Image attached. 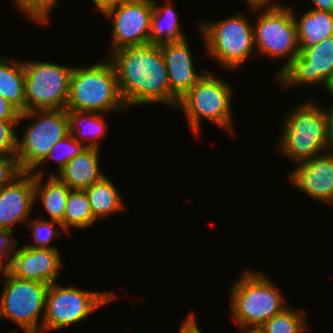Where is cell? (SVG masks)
Masks as SVG:
<instances>
[{
    "mask_svg": "<svg viewBox=\"0 0 333 333\" xmlns=\"http://www.w3.org/2000/svg\"><path fill=\"white\" fill-rule=\"evenodd\" d=\"M116 297L112 292L80 290L74 285L66 287L55 282L49 285L46 294L42 333L79 323Z\"/></svg>",
    "mask_w": 333,
    "mask_h": 333,
    "instance_id": "obj_8",
    "label": "cell"
},
{
    "mask_svg": "<svg viewBox=\"0 0 333 333\" xmlns=\"http://www.w3.org/2000/svg\"><path fill=\"white\" fill-rule=\"evenodd\" d=\"M58 0H14V5L22 10L28 18L40 23L49 22V14L53 7L57 6Z\"/></svg>",
    "mask_w": 333,
    "mask_h": 333,
    "instance_id": "obj_29",
    "label": "cell"
},
{
    "mask_svg": "<svg viewBox=\"0 0 333 333\" xmlns=\"http://www.w3.org/2000/svg\"><path fill=\"white\" fill-rule=\"evenodd\" d=\"M187 40L173 41L160 44L164 56L170 90L179 100L193 88L205 74L195 71Z\"/></svg>",
    "mask_w": 333,
    "mask_h": 333,
    "instance_id": "obj_17",
    "label": "cell"
},
{
    "mask_svg": "<svg viewBox=\"0 0 333 333\" xmlns=\"http://www.w3.org/2000/svg\"><path fill=\"white\" fill-rule=\"evenodd\" d=\"M327 117H328V142L327 148L330 150L329 152L333 154V107H329L327 110Z\"/></svg>",
    "mask_w": 333,
    "mask_h": 333,
    "instance_id": "obj_36",
    "label": "cell"
},
{
    "mask_svg": "<svg viewBox=\"0 0 333 333\" xmlns=\"http://www.w3.org/2000/svg\"><path fill=\"white\" fill-rule=\"evenodd\" d=\"M22 173L16 156L0 155V189L10 185Z\"/></svg>",
    "mask_w": 333,
    "mask_h": 333,
    "instance_id": "obj_31",
    "label": "cell"
},
{
    "mask_svg": "<svg viewBox=\"0 0 333 333\" xmlns=\"http://www.w3.org/2000/svg\"><path fill=\"white\" fill-rule=\"evenodd\" d=\"M32 172L34 175L35 200L38 197L50 220L61 223L63 227L65 205L71 189L56 176H49L47 181H45L46 184L42 186L43 172L41 170Z\"/></svg>",
    "mask_w": 333,
    "mask_h": 333,
    "instance_id": "obj_19",
    "label": "cell"
},
{
    "mask_svg": "<svg viewBox=\"0 0 333 333\" xmlns=\"http://www.w3.org/2000/svg\"><path fill=\"white\" fill-rule=\"evenodd\" d=\"M12 233V231L0 229V262L7 269L10 267L12 253H14L16 245H18L17 240L12 237ZM4 258H8L6 263L4 262Z\"/></svg>",
    "mask_w": 333,
    "mask_h": 333,
    "instance_id": "obj_32",
    "label": "cell"
},
{
    "mask_svg": "<svg viewBox=\"0 0 333 333\" xmlns=\"http://www.w3.org/2000/svg\"><path fill=\"white\" fill-rule=\"evenodd\" d=\"M118 87L126 107L164 104L176 107L160 45H128L111 53Z\"/></svg>",
    "mask_w": 333,
    "mask_h": 333,
    "instance_id": "obj_1",
    "label": "cell"
},
{
    "mask_svg": "<svg viewBox=\"0 0 333 333\" xmlns=\"http://www.w3.org/2000/svg\"><path fill=\"white\" fill-rule=\"evenodd\" d=\"M169 2L170 0H167L165 2L166 5L159 7L157 2L153 0V12L150 25L151 44L160 45L186 39L179 25L178 15Z\"/></svg>",
    "mask_w": 333,
    "mask_h": 333,
    "instance_id": "obj_22",
    "label": "cell"
},
{
    "mask_svg": "<svg viewBox=\"0 0 333 333\" xmlns=\"http://www.w3.org/2000/svg\"><path fill=\"white\" fill-rule=\"evenodd\" d=\"M203 78L178 100L191 130L197 135L203 118L228 132H233L231 113L232 86L207 70Z\"/></svg>",
    "mask_w": 333,
    "mask_h": 333,
    "instance_id": "obj_5",
    "label": "cell"
},
{
    "mask_svg": "<svg viewBox=\"0 0 333 333\" xmlns=\"http://www.w3.org/2000/svg\"><path fill=\"white\" fill-rule=\"evenodd\" d=\"M315 4V10L333 13V0H311Z\"/></svg>",
    "mask_w": 333,
    "mask_h": 333,
    "instance_id": "obj_38",
    "label": "cell"
},
{
    "mask_svg": "<svg viewBox=\"0 0 333 333\" xmlns=\"http://www.w3.org/2000/svg\"><path fill=\"white\" fill-rule=\"evenodd\" d=\"M90 203L85 190H70L65 205L63 230L70 228L86 229L95 223Z\"/></svg>",
    "mask_w": 333,
    "mask_h": 333,
    "instance_id": "obj_25",
    "label": "cell"
},
{
    "mask_svg": "<svg viewBox=\"0 0 333 333\" xmlns=\"http://www.w3.org/2000/svg\"><path fill=\"white\" fill-rule=\"evenodd\" d=\"M255 24L254 43L256 50L268 57H288L277 77L300 54L299 41L293 11L290 8L263 10Z\"/></svg>",
    "mask_w": 333,
    "mask_h": 333,
    "instance_id": "obj_11",
    "label": "cell"
},
{
    "mask_svg": "<svg viewBox=\"0 0 333 333\" xmlns=\"http://www.w3.org/2000/svg\"><path fill=\"white\" fill-rule=\"evenodd\" d=\"M245 333H262L259 329H244Z\"/></svg>",
    "mask_w": 333,
    "mask_h": 333,
    "instance_id": "obj_41",
    "label": "cell"
},
{
    "mask_svg": "<svg viewBox=\"0 0 333 333\" xmlns=\"http://www.w3.org/2000/svg\"><path fill=\"white\" fill-rule=\"evenodd\" d=\"M327 153L296 163L289 178L299 191L333 206V154Z\"/></svg>",
    "mask_w": 333,
    "mask_h": 333,
    "instance_id": "obj_15",
    "label": "cell"
},
{
    "mask_svg": "<svg viewBox=\"0 0 333 333\" xmlns=\"http://www.w3.org/2000/svg\"><path fill=\"white\" fill-rule=\"evenodd\" d=\"M246 1L249 4L250 9H253V11L254 10H258V9L259 10H262V9L263 10L264 9L265 10H269V9H285V8H289L288 6H281L278 3L274 4V2L273 3L271 2V0H246Z\"/></svg>",
    "mask_w": 333,
    "mask_h": 333,
    "instance_id": "obj_35",
    "label": "cell"
},
{
    "mask_svg": "<svg viewBox=\"0 0 333 333\" xmlns=\"http://www.w3.org/2000/svg\"><path fill=\"white\" fill-rule=\"evenodd\" d=\"M333 77V35L303 50L278 76L283 87L321 84L325 89Z\"/></svg>",
    "mask_w": 333,
    "mask_h": 333,
    "instance_id": "obj_13",
    "label": "cell"
},
{
    "mask_svg": "<svg viewBox=\"0 0 333 333\" xmlns=\"http://www.w3.org/2000/svg\"><path fill=\"white\" fill-rule=\"evenodd\" d=\"M304 313L287 307L258 329L262 333H305L308 325Z\"/></svg>",
    "mask_w": 333,
    "mask_h": 333,
    "instance_id": "obj_26",
    "label": "cell"
},
{
    "mask_svg": "<svg viewBox=\"0 0 333 333\" xmlns=\"http://www.w3.org/2000/svg\"><path fill=\"white\" fill-rule=\"evenodd\" d=\"M0 272H1L0 274H2L3 276H5L6 273L8 272V269L1 262H0Z\"/></svg>",
    "mask_w": 333,
    "mask_h": 333,
    "instance_id": "obj_40",
    "label": "cell"
},
{
    "mask_svg": "<svg viewBox=\"0 0 333 333\" xmlns=\"http://www.w3.org/2000/svg\"><path fill=\"white\" fill-rule=\"evenodd\" d=\"M85 148V145L77 141L73 135L69 134L52 147L48 155L40 164H43L49 159H55L58 161L59 173L72 158L79 155Z\"/></svg>",
    "mask_w": 333,
    "mask_h": 333,
    "instance_id": "obj_28",
    "label": "cell"
},
{
    "mask_svg": "<svg viewBox=\"0 0 333 333\" xmlns=\"http://www.w3.org/2000/svg\"><path fill=\"white\" fill-rule=\"evenodd\" d=\"M21 112L0 96V119L1 120H19Z\"/></svg>",
    "mask_w": 333,
    "mask_h": 333,
    "instance_id": "obj_33",
    "label": "cell"
},
{
    "mask_svg": "<svg viewBox=\"0 0 333 333\" xmlns=\"http://www.w3.org/2000/svg\"><path fill=\"white\" fill-rule=\"evenodd\" d=\"M3 278L0 319H10L25 333H42L43 324L38 321L42 311L45 313L49 285L20 279L9 272Z\"/></svg>",
    "mask_w": 333,
    "mask_h": 333,
    "instance_id": "obj_9",
    "label": "cell"
},
{
    "mask_svg": "<svg viewBox=\"0 0 333 333\" xmlns=\"http://www.w3.org/2000/svg\"><path fill=\"white\" fill-rule=\"evenodd\" d=\"M248 19L239 14L200 26L209 56L228 70H236L255 50L254 26Z\"/></svg>",
    "mask_w": 333,
    "mask_h": 333,
    "instance_id": "obj_6",
    "label": "cell"
},
{
    "mask_svg": "<svg viewBox=\"0 0 333 333\" xmlns=\"http://www.w3.org/2000/svg\"><path fill=\"white\" fill-rule=\"evenodd\" d=\"M295 16L300 53L333 35V13L310 9L299 20Z\"/></svg>",
    "mask_w": 333,
    "mask_h": 333,
    "instance_id": "obj_20",
    "label": "cell"
},
{
    "mask_svg": "<svg viewBox=\"0 0 333 333\" xmlns=\"http://www.w3.org/2000/svg\"><path fill=\"white\" fill-rule=\"evenodd\" d=\"M321 108L307 100L284 117L279 150L293 162L313 159L328 149L327 109Z\"/></svg>",
    "mask_w": 333,
    "mask_h": 333,
    "instance_id": "obj_4",
    "label": "cell"
},
{
    "mask_svg": "<svg viewBox=\"0 0 333 333\" xmlns=\"http://www.w3.org/2000/svg\"><path fill=\"white\" fill-rule=\"evenodd\" d=\"M61 268L58 249L22 246L12 254L8 272L20 279L51 285L57 282Z\"/></svg>",
    "mask_w": 333,
    "mask_h": 333,
    "instance_id": "obj_14",
    "label": "cell"
},
{
    "mask_svg": "<svg viewBox=\"0 0 333 333\" xmlns=\"http://www.w3.org/2000/svg\"><path fill=\"white\" fill-rule=\"evenodd\" d=\"M326 90L330 93V95L333 96V77L331 78V80L328 82ZM329 107H333V104Z\"/></svg>",
    "mask_w": 333,
    "mask_h": 333,
    "instance_id": "obj_39",
    "label": "cell"
},
{
    "mask_svg": "<svg viewBox=\"0 0 333 333\" xmlns=\"http://www.w3.org/2000/svg\"><path fill=\"white\" fill-rule=\"evenodd\" d=\"M38 217L37 220H32L31 222L29 221L27 225L29 228H31L32 231V236L34 239V244H26L25 246L31 247V248H53L57 249L54 246H49V243L51 242L52 239L55 237L58 238L61 233H59V228L63 230V227L61 223L54 221V220H46L45 218H40ZM42 219V220H41ZM55 225H57L59 228L55 229Z\"/></svg>",
    "mask_w": 333,
    "mask_h": 333,
    "instance_id": "obj_27",
    "label": "cell"
},
{
    "mask_svg": "<svg viewBox=\"0 0 333 333\" xmlns=\"http://www.w3.org/2000/svg\"><path fill=\"white\" fill-rule=\"evenodd\" d=\"M153 0H123L104 16L113 18L112 52L150 42Z\"/></svg>",
    "mask_w": 333,
    "mask_h": 333,
    "instance_id": "obj_12",
    "label": "cell"
},
{
    "mask_svg": "<svg viewBox=\"0 0 333 333\" xmlns=\"http://www.w3.org/2000/svg\"><path fill=\"white\" fill-rule=\"evenodd\" d=\"M85 192L96 220H103L106 216L125 208L122 196L106 176L86 188Z\"/></svg>",
    "mask_w": 333,
    "mask_h": 333,
    "instance_id": "obj_24",
    "label": "cell"
},
{
    "mask_svg": "<svg viewBox=\"0 0 333 333\" xmlns=\"http://www.w3.org/2000/svg\"><path fill=\"white\" fill-rule=\"evenodd\" d=\"M127 108L122 100L117 73L110 60L74 67L66 110L104 113Z\"/></svg>",
    "mask_w": 333,
    "mask_h": 333,
    "instance_id": "obj_2",
    "label": "cell"
},
{
    "mask_svg": "<svg viewBox=\"0 0 333 333\" xmlns=\"http://www.w3.org/2000/svg\"><path fill=\"white\" fill-rule=\"evenodd\" d=\"M34 202V175L23 172L0 189V229L13 232L16 224L27 223Z\"/></svg>",
    "mask_w": 333,
    "mask_h": 333,
    "instance_id": "obj_16",
    "label": "cell"
},
{
    "mask_svg": "<svg viewBox=\"0 0 333 333\" xmlns=\"http://www.w3.org/2000/svg\"><path fill=\"white\" fill-rule=\"evenodd\" d=\"M123 0H93L95 6L102 14H104L108 9L115 7L118 3Z\"/></svg>",
    "mask_w": 333,
    "mask_h": 333,
    "instance_id": "obj_37",
    "label": "cell"
},
{
    "mask_svg": "<svg viewBox=\"0 0 333 333\" xmlns=\"http://www.w3.org/2000/svg\"><path fill=\"white\" fill-rule=\"evenodd\" d=\"M0 96L15 106L21 113L26 112L23 61L8 62L7 58L0 57Z\"/></svg>",
    "mask_w": 333,
    "mask_h": 333,
    "instance_id": "obj_21",
    "label": "cell"
},
{
    "mask_svg": "<svg viewBox=\"0 0 333 333\" xmlns=\"http://www.w3.org/2000/svg\"><path fill=\"white\" fill-rule=\"evenodd\" d=\"M196 321L193 312L190 313L188 317L182 321L178 333H202Z\"/></svg>",
    "mask_w": 333,
    "mask_h": 333,
    "instance_id": "obj_34",
    "label": "cell"
},
{
    "mask_svg": "<svg viewBox=\"0 0 333 333\" xmlns=\"http://www.w3.org/2000/svg\"><path fill=\"white\" fill-rule=\"evenodd\" d=\"M230 309L240 329H258L286 307V299L263 273L246 271L231 287Z\"/></svg>",
    "mask_w": 333,
    "mask_h": 333,
    "instance_id": "obj_3",
    "label": "cell"
},
{
    "mask_svg": "<svg viewBox=\"0 0 333 333\" xmlns=\"http://www.w3.org/2000/svg\"><path fill=\"white\" fill-rule=\"evenodd\" d=\"M67 115L69 134L73 135L77 141L88 148H99L98 140L104 136L108 124L104 121L103 114L67 110ZM85 140L88 141L86 144L84 143Z\"/></svg>",
    "mask_w": 333,
    "mask_h": 333,
    "instance_id": "obj_23",
    "label": "cell"
},
{
    "mask_svg": "<svg viewBox=\"0 0 333 333\" xmlns=\"http://www.w3.org/2000/svg\"><path fill=\"white\" fill-rule=\"evenodd\" d=\"M72 190H85L105 175L99 168V148L86 147L58 173H51Z\"/></svg>",
    "mask_w": 333,
    "mask_h": 333,
    "instance_id": "obj_18",
    "label": "cell"
},
{
    "mask_svg": "<svg viewBox=\"0 0 333 333\" xmlns=\"http://www.w3.org/2000/svg\"><path fill=\"white\" fill-rule=\"evenodd\" d=\"M26 111L65 109L73 66L24 62Z\"/></svg>",
    "mask_w": 333,
    "mask_h": 333,
    "instance_id": "obj_10",
    "label": "cell"
},
{
    "mask_svg": "<svg viewBox=\"0 0 333 333\" xmlns=\"http://www.w3.org/2000/svg\"><path fill=\"white\" fill-rule=\"evenodd\" d=\"M39 116L17 139L16 158L23 172H32L48 155L52 147L69 135L66 109L29 110L21 113L22 119Z\"/></svg>",
    "mask_w": 333,
    "mask_h": 333,
    "instance_id": "obj_7",
    "label": "cell"
},
{
    "mask_svg": "<svg viewBox=\"0 0 333 333\" xmlns=\"http://www.w3.org/2000/svg\"><path fill=\"white\" fill-rule=\"evenodd\" d=\"M19 120H1L0 119V155L16 156L18 134L15 131V125Z\"/></svg>",
    "mask_w": 333,
    "mask_h": 333,
    "instance_id": "obj_30",
    "label": "cell"
}]
</instances>
